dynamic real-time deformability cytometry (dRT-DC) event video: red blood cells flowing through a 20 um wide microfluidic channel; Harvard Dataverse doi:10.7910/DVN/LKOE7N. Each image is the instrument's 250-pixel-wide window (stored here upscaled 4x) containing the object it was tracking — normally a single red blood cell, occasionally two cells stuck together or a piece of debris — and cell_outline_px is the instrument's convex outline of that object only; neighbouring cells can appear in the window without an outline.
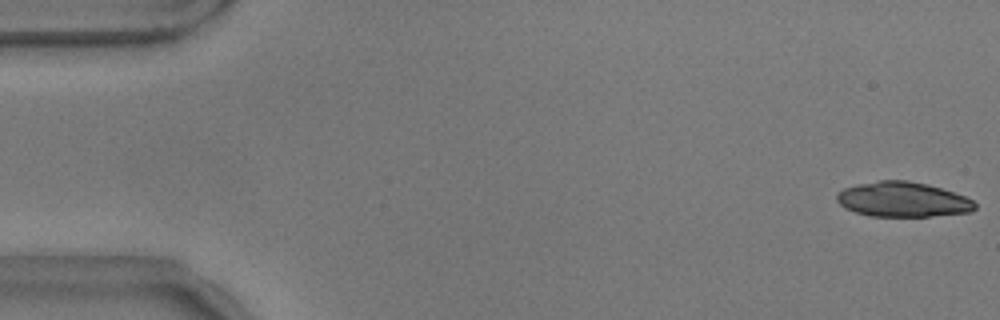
{"species": "common noctule bat (a hibernating species)", "species_latin": "Nyctalus noctula", "temperature_condition": "warm", "stored_images_in_passage": 55, "camera_frame_rate_fps": 3000, "um_per_image_px": 0.085, "animal": {"sex": "male", "body_mass_g": 17.9}, "frame": {"image": 1, "passage_image": 1, "time_ms": 0.0, "image_size_px": [1000, 320], "cell_outline_px": [[976, 208], [972, 212], [928, 216], [868, 216], [844, 208], [836, 200], [836, 196], [844, 188], [856, 184], [880, 180], [908, 180], [928, 184], [964, 196], [972, 200], [976, 204]], "centroid_in_image_um": [76.72, 16.95], "position_along_channel_um": 8.3, "area_um2": 28.09}}